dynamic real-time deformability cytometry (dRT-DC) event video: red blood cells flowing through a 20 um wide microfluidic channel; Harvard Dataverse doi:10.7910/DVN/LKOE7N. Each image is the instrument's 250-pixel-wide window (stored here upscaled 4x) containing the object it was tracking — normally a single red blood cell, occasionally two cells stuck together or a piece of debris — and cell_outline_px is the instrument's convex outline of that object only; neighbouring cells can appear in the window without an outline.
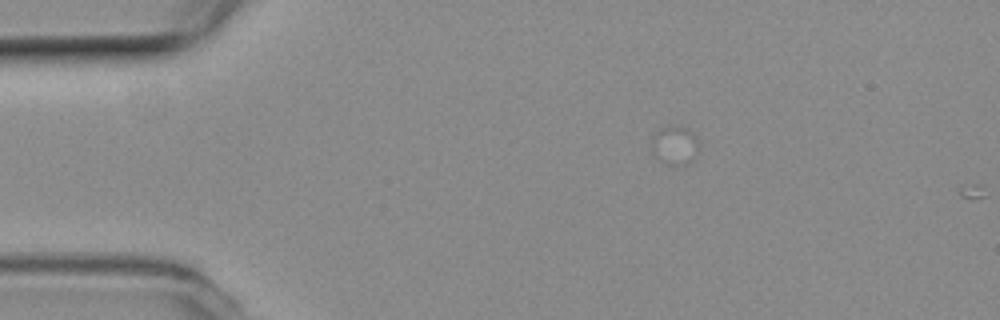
{"species": "common noctule bat (a hibernating species)", "species_latin": "Nyctalus noctula", "temperature_condition": "room temperature", "stored_images_in_passage": 2, "camera_frame_rate_fps": 3000, "um_per_image_px": 0.085, "animal": {"sex": "female", "body_mass_g": 19.3, "forearm_length_mm": 54.1}, "frame": {"image": 1, "passage_image": 1, "time_ms": 0.0, "image_size_px": [1000, 320], "cell_outline_px": [[700, 148], [692, 160], [688, 164], [668, 164], [660, 160], [652, 152], [652, 136], [664, 128], [688, 128], [700, 140]], "centroid_in_image_um": [57.42, 12.38], "position_along_channel_um": 27.6, "area_um2": 10.4}}